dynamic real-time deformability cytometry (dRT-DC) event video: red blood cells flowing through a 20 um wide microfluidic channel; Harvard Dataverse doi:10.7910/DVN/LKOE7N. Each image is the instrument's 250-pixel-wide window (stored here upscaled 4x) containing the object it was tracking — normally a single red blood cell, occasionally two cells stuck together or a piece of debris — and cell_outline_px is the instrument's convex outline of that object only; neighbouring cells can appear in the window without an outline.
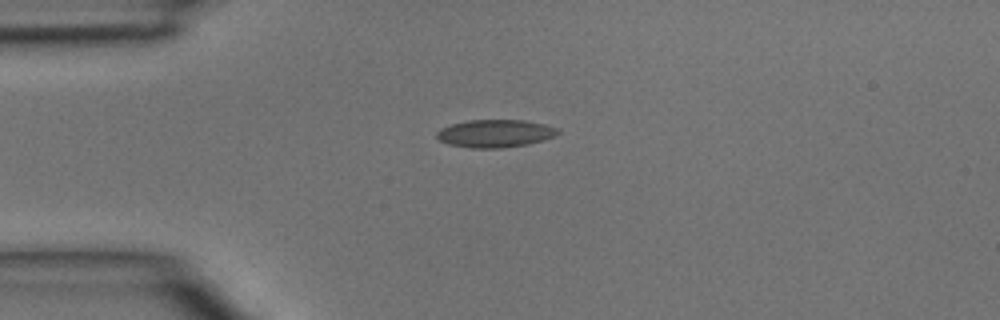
{"species": "common noctule bat (a hibernating species)", "species_latin": "Nyctalus noctula", "temperature_condition": "room temperature", "stored_images_in_passage": 1, "camera_frame_rate_fps": 3000, "um_per_image_px": 0.085, "animal": {"sex": "male", "body_mass_g": 15.6}, "frame": {"image": 1, "passage_image": 1, "time_ms": 0.0, "image_size_px": [1000, 320], "cell_outline_px": [[560, 132], [556, 136], [544, 140], [528, 144], [500, 148], [472, 148], [448, 144], [440, 140], [436, 136], [436, 132], [440, 128], [452, 124], [468, 120], [524, 120], [544, 124], [560, 128]], "centroid_in_image_um": [42.12, 11.34], "position_along_channel_um": 42.9, "area_um2": 19.71}}